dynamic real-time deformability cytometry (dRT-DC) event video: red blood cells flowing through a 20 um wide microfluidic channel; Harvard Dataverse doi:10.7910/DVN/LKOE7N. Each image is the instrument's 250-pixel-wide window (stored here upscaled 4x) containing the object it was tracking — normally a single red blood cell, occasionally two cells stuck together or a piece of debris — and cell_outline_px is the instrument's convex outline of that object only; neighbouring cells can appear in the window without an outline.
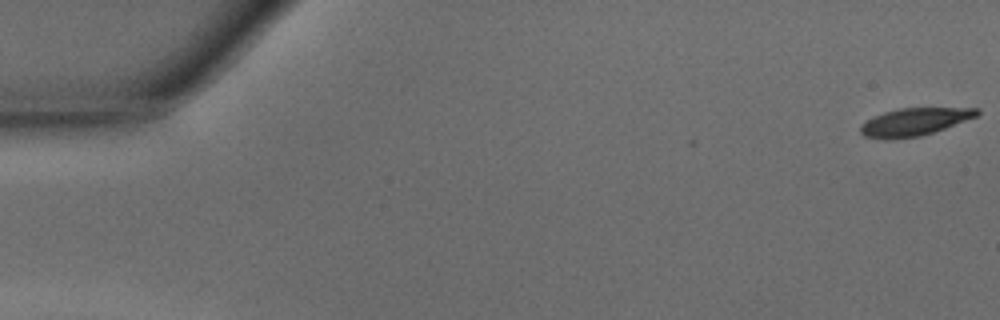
{"species": "common noctule bat (a hibernating species)", "species_latin": "Nyctalus noctula", "temperature_condition": "warm", "stored_images_in_passage": 44, "camera_frame_rate_fps": 3000, "um_per_image_px": 0.085, "animal": {"sex": "male", "body_mass_g": 15.6}, "frame": {"image": 1, "passage_image": 1, "time_ms": 0.0, "image_size_px": [1000, 320], "cell_outline_px": [[980, 112], [976, 116], [944, 128], [920, 136], [884, 140], [864, 136], [860, 132], [860, 124], [884, 112], [900, 108], [980, 108]], "centroid_in_image_um": [77.69, 10.36], "position_along_channel_um": 7.3, "area_um2": 18.5}}
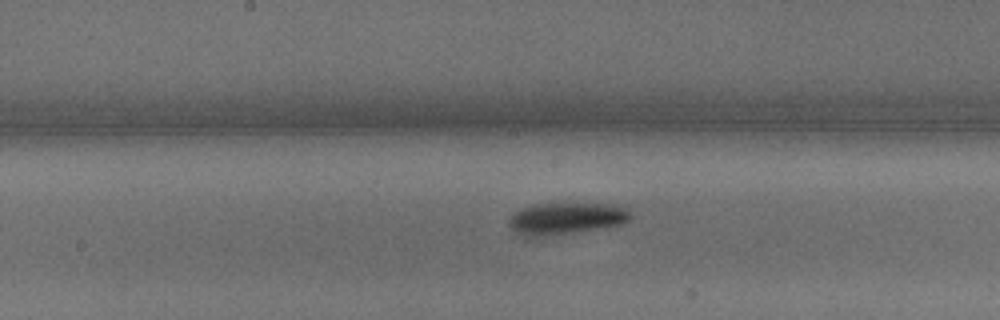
{"frame": {"image": 2, "passage_image": 25, "time_ms": 8.0, "image_size_px": [1000, 320], "cell_outline_px": [[632, 216], [628, 220], [620, 224], [572, 232], [544, 236], [524, 236], [516, 232], [508, 224], [508, 220], [512, 212], [520, 208], [532, 204], [616, 204], [628, 208]], "centroid_in_image_um": [48.08, 18.55], "position_along_channel_um": 200.1, "area_um2": 22.31}}
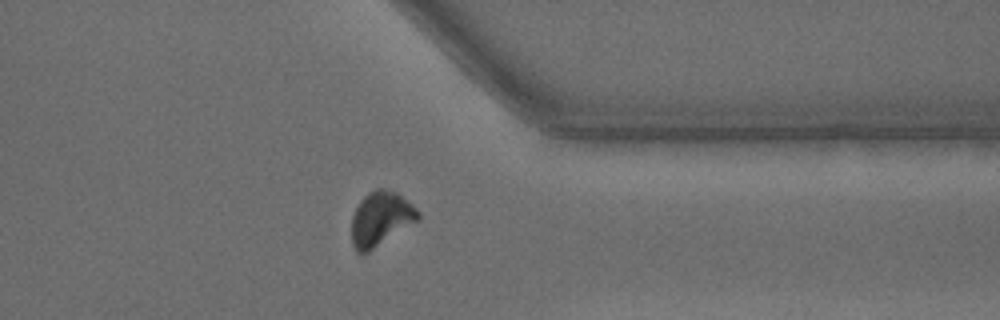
{"frame": {"image": 3, "passage_image": 38, "time_ms": 12.333, "image_size_px": [1000, 320], "cell_outline_px": [[420, 216], [416, 220], [368, 252], [356, 252], [352, 244], [352, 216], [360, 200], [368, 192], [376, 188], [384, 188], [396, 192], [412, 204], [420, 212]], "centroid_in_image_um": [32.33, 18.56], "position_along_channel_um": 379.1, "area_um2": 20.58}, "authors_computed_cell_mechanics": {"area_um2": 21.5016, "velocity_mm_per_s": 4.2754, "shape_relaxation_time_tau1_ms": 2.9331, "shape_relaxation_time_tau2_ms": null, "deformation_change_tau1": 0.1313, "deformation_change_tau2": null}}